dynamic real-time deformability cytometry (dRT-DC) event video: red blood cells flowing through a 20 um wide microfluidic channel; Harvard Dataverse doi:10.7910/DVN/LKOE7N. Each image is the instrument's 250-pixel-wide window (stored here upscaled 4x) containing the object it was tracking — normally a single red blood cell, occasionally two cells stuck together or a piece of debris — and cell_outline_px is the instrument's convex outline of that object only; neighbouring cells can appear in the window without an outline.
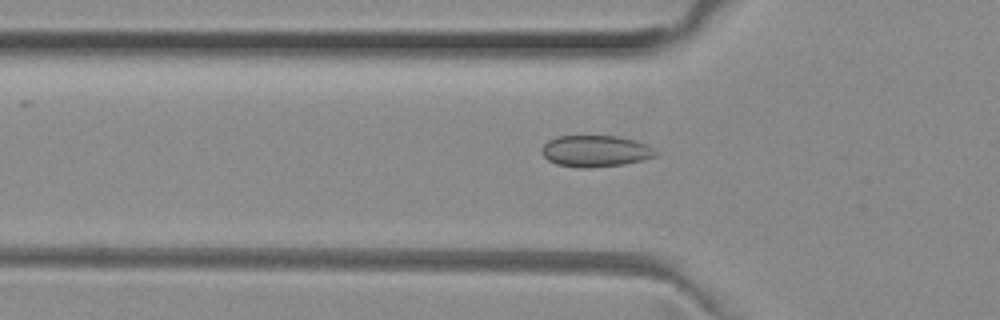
{"species": "common noctule bat (a hibernating species)", "species_latin": "Nyctalus noctula", "temperature_condition": "room temperature", "stored_images_in_passage": 20, "camera_frame_rate_fps": 3000, "um_per_image_px": 0.085, "animal": {"sex": "female", "body_mass_g": 29.2, "forearm_length_mm": 56.3}, "frame": {"image": 1, "passage_image": 16, "time_ms": 5.0, "image_size_px": [1000, 320], "cell_outline_px": [[656, 156], [624, 164], [592, 168], [580, 168], [556, 164], [548, 160], [540, 152], [544, 144], [548, 140], [556, 136], [616, 136], [636, 140], [648, 144], [656, 152]], "centroid_in_image_um": [50.59, 12.84], "position_along_channel_um": 75.2, "area_um2": 20.98}}
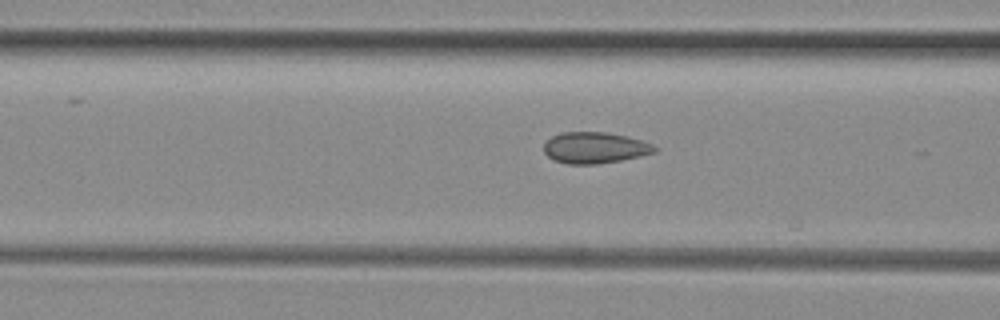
{"frame": {"image": 2, "passage_image": 19, "time_ms": 6.0, "image_size_px": [1000, 320], "cell_outline_px": [[660, 148], [656, 152], [640, 156], [620, 160], [596, 164], [568, 164], [556, 160], [548, 156], [544, 152], [544, 144], [552, 136], [560, 132], [608, 132], [628, 136], [652, 144]], "centroid_in_image_um": [50.59, 12.55], "position_along_channel_um": 116.0, "area_um2": 20.17}}